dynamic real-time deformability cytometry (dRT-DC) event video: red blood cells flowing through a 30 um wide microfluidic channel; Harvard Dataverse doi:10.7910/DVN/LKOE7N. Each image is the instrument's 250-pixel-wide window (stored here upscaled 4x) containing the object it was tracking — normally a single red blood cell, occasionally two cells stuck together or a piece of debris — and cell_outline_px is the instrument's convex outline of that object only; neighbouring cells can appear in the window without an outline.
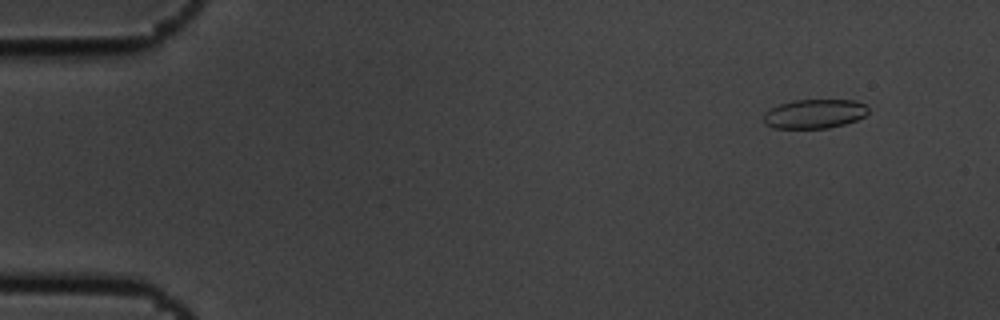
{"species": "common noctule bat (a hibernating species)", "species_latin": "Nyctalus noctula", "temperature_condition": "cold", "stored_images_in_passage": 7, "camera_frame_rate_fps": 3000, "um_per_image_px": 0.085, "animal": {"sex": "male", "body_mass_g": 19.5, "forearm_length_mm": 54.6}, "frame": {"image": 1, "passage_image": 2, "time_ms": 0.333, "image_size_px": [1000, 320], "cell_outline_px": [[868, 112], [864, 116], [856, 120], [844, 124], [828, 128], [772, 128], [764, 124], [764, 112], [780, 104], [792, 100], [856, 100], [864, 104], [868, 108]], "centroid_in_image_um": [69.22, 9.67], "position_along_channel_um": 15.8, "area_um2": 17.8}}
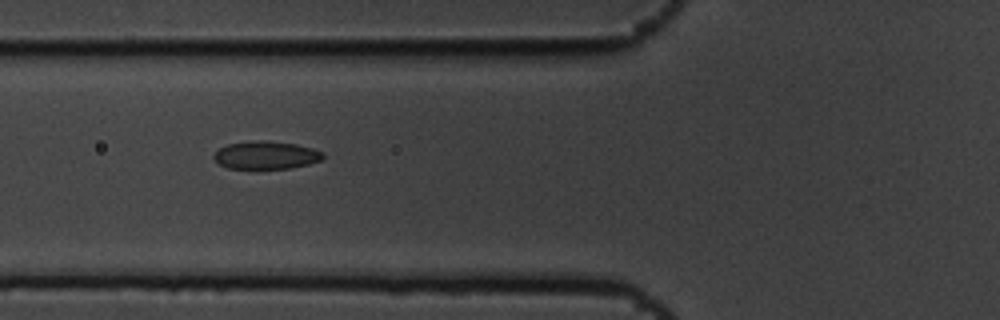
{"frame": {"image": 2, "passage_image": 6, "time_ms": 1.667, "image_size_px": [1000, 320], "cell_outline_px": [[324, 156], [320, 160], [308, 164], [288, 168], [256, 172], [228, 168], [220, 164], [212, 156], [220, 148], [228, 144], [260, 140], [264, 140], [296, 144], [312, 148], [324, 152]], "centroid_in_image_um": [22.59, 13.24], "position_along_channel_um": 103.2, "area_um2": 18.32}}
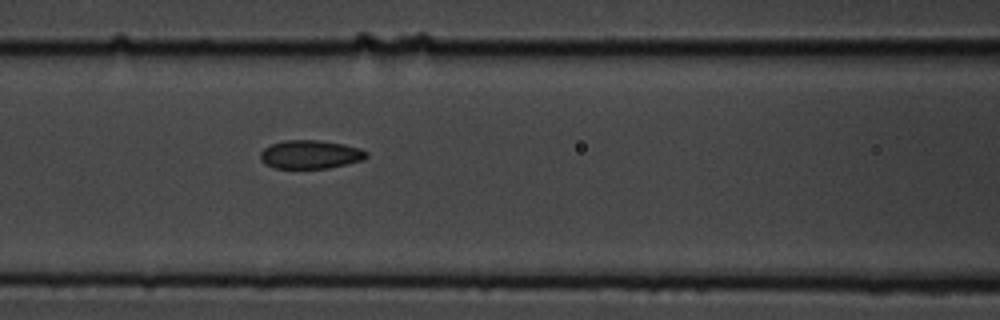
{"frame": {"image": 3, "passage_image": 7, "time_ms": 2.0, "image_size_px": [1000, 320], "cell_outline_px": [[368, 156], [364, 160], [328, 168], [272, 168], [264, 164], [260, 160], [260, 152], [264, 148], [272, 144], [284, 140], [316, 140], [344, 144], [360, 148], [368, 152]], "centroid_in_image_um": [26.37, 13.13], "position_along_channel_um": 140.2, "area_um2": 17.74}}